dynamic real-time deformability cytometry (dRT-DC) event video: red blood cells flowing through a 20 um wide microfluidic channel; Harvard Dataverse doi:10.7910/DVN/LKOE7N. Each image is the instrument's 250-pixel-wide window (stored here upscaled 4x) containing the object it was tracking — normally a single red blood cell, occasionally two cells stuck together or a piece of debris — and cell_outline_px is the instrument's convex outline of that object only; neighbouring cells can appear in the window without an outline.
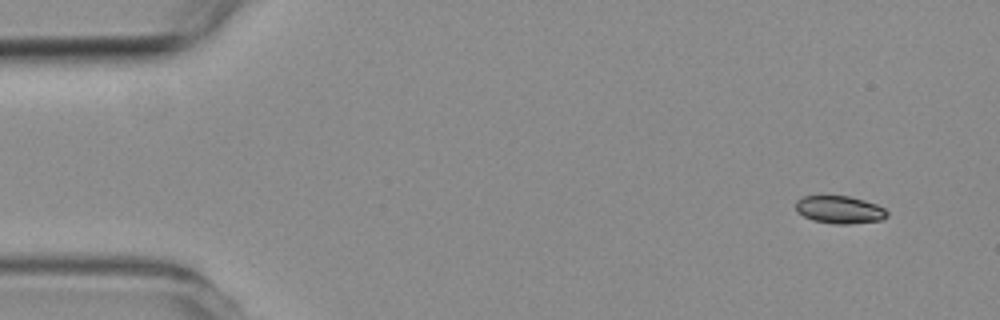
{"species": "common noctule bat (a hibernating species)", "species_latin": "Nyctalus noctula", "temperature_condition": "room temperature", "stored_images_in_passage": 4, "camera_frame_rate_fps": 3000, "um_per_image_px": 0.085, "animal": {"sex": "female", "body_mass_g": 19.3, "forearm_length_mm": 54.1}, "frame": {"image": 1, "passage_image": 1, "time_ms": 0.0, "image_size_px": [1000, 320], "cell_outline_px": [[888, 216], [880, 220], [848, 224], [832, 224], [812, 220], [804, 216], [796, 208], [796, 200], [800, 196], [848, 196], [864, 200], [876, 204], [884, 208], [888, 212]], "centroid_in_image_um": [71.37, 17.82], "position_along_channel_um": 13.6, "area_um2": 14.68}}
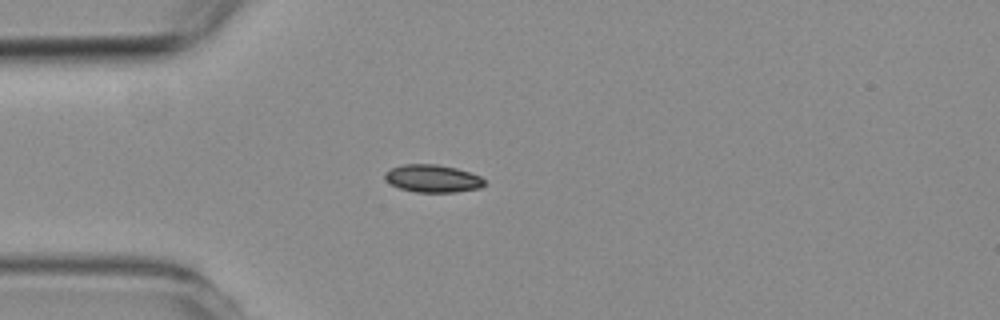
{"frame": {"image": 2, "passage_image": 4, "time_ms": 3.333, "image_size_px": [1000, 320], "cell_outline_px": [[484, 184], [480, 188], [456, 192], [416, 192], [400, 188], [392, 184], [384, 176], [384, 172], [392, 168], [404, 164], [436, 164], [456, 168], [480, 176], [484, 180]], "centroid_in_image_um": [36.78, 15.17], "position_along_channel_um": 48.2, "area_um2": 15.84}}